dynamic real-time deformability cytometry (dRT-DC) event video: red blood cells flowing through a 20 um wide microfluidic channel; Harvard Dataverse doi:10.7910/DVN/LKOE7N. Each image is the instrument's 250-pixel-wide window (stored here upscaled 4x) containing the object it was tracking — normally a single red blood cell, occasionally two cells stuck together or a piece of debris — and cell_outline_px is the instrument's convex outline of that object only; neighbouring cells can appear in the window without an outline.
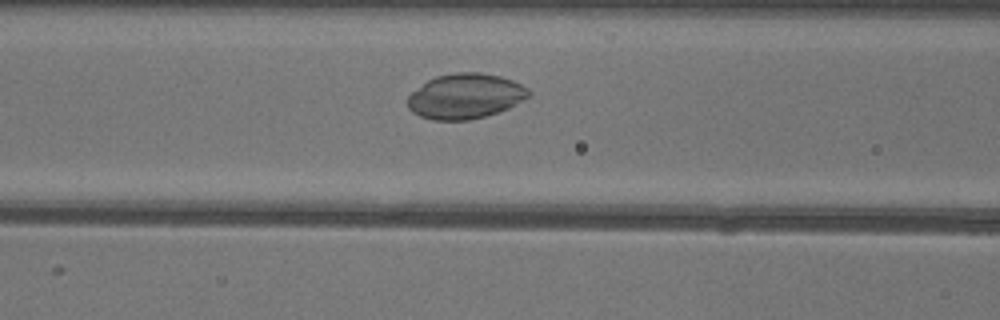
{"species": "common noctule bat (a hibernating species)", "species_latin": "Nyctalus noctula", "temperature_condition": "warm", "stored_images_in_passage": 39, "camera_frame_rate_fps": 3000, "um_per_image_px": 0.085, "animal": {"sex": "female"}, "frame": {"image": 1, "passage_image": 18, "time_ms": 5.667, "image_size_px": [1000, 320], "cell_outline_px": [[532, 92], [528, 96], [508, 108], [484, 116], [468, 120], [432, 120], [420, 116], [412, 112], [408, 108], [408, 96], [412, 92], [428, 80], [436, 76], [456, 72], [480, 72], [500, 76], [512, 80], [528, 88]], "centroid_in_image_um": [39.53, 8.17], "position_along_channel_um": 127.1, "area_um2": 31.62}}
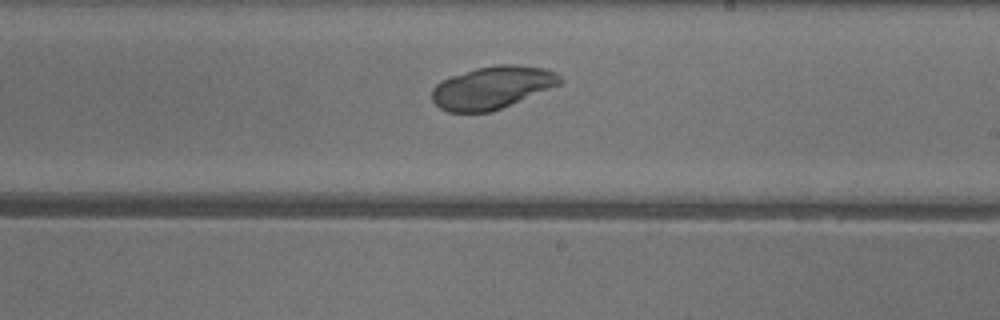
{"frame": {"image": 2, "passage_image": 27, "time_ms": 8.667, "image_size_px": [1000, 320], "cell_outline_px": [[560, 84], [492, 112], [448, 112], [440, 108], [432, 100], [432, 88], [440, 80], [476, 68], [500, 64], [516, 64], [544, 68], [556, 72], [560, 76]], "centroid_in_image_um": [41.81, 7.44], "position_along_channel_um": 247.2, "area_um2": 31.62}}
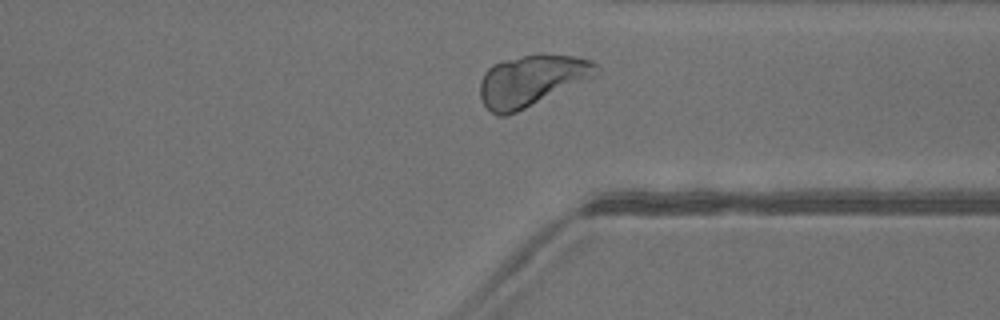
{"frame": {"image": 3, "passage_image": 36, "time_ms": 11.667, "image_size_px": [1000, 320], "cell_outline_px": [[600, 72], [592, 76], [508, 116], [496, 116], [484, 104], [480, 96], [480, 80], [484, 72], [492, 64], [504, 60], [536, 52], [572, 56], [592, 60], [600, 68]], "centroid_in_image_um": [45.13, 6.81], "position_along_channel_um": 366.3, "area_um2": 34.45}}